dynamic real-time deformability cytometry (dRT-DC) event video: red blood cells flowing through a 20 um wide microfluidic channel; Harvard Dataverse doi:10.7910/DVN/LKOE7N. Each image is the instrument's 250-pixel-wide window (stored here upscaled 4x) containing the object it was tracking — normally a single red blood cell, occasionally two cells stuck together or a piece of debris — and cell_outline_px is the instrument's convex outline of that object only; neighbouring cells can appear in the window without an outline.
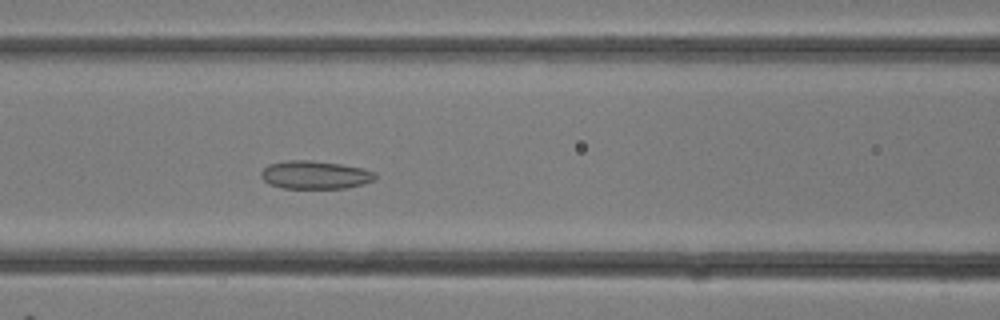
{"species": "common noctule bat (a hibernating species)", "species_latin": "Nyctalus noctula", "temperature_condition": "room temperature", "stored_images_in_passage": 31, "camera_frame_rate_fps": 3000, "um_per_image_px": 0.085, "animal": {"sex": "female"}, "frame": {"image": 1, "passage_image": 13, "time_ms": 4.0, "image_size_px": [1000, 320], "cell_outline_px": [[376, 180], [348, 188], [284, 188], [268, 184], [260, 176], [260, 172], [268, 164], [288, 160], [312, 160], [340, 164], [360, 168], [376, 172]], "centroid_in_image_um": [26.77, 14.86], "position_along_channel_um": 139.8, "area_um2": 18.79}}
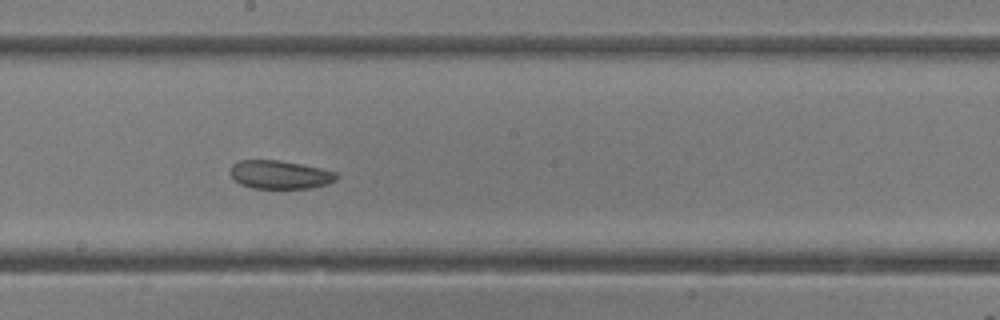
{"frame": {"image": 2, "passage_image": 17, "time_ms": 5.333, "image_size_px": [1000, 320], "cell_outline_px": [[340, 176], [336, 180], [328, 184], [312, 188], [252, 188], [240, 184], [232, 176], [232, 164], [240, 160], [280, 160], [320, 168], [336, 172]], "centroid_in_image_um": [23.84, 14.85], "position_along_channel_um": 224.4, "area_um2": 17.51}}
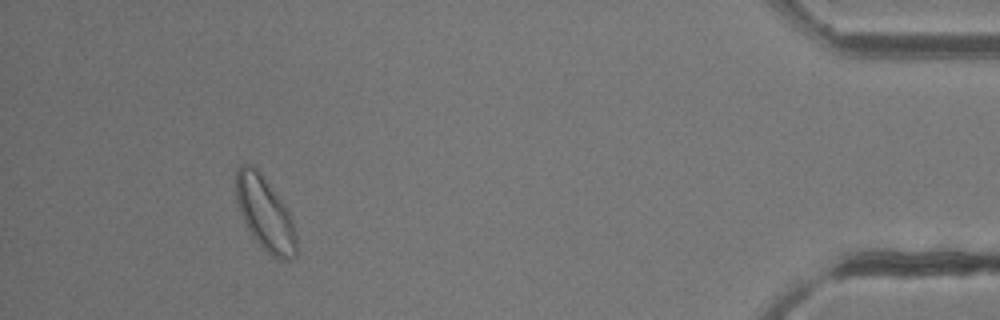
{"frame": {"image": 3, "passage_image": 29, "time_ms": 9.333, "image_size_px": [1000, 320], "cell_outline_px": [[296, 256], [292, 260], [276, 260], [252, 236], [240, 212], [236, 200], [236, 172], [240, 164], [252, 164], [260, 172], [288, 208], [292, 220], [296, 236]], "centroid_in_image_um": [22.54, 18.16], "position_along_channel_um": 412.7, "area_um2": 25.89}}